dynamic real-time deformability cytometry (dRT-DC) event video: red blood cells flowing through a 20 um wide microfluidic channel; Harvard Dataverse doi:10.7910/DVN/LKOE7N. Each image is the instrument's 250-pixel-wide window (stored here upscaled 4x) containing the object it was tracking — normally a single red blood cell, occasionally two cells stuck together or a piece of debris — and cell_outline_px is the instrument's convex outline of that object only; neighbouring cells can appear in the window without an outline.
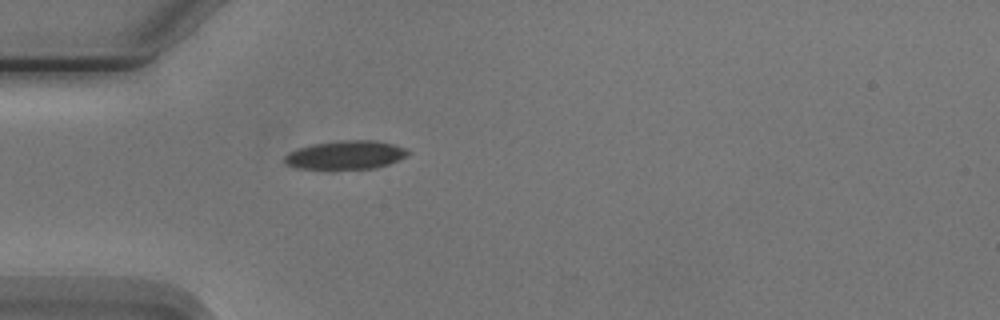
{"species": "Egyptian fruit bat (a non-hibernating species)", "species_latin": "Rousettus aegyptiacus", "temperature_condition": "cold", "stored_images_in_passage": 1, "camera_frame_rate_fps": 3000, "um_per_image_px": 0.085, "animal": {"sex": "male"}, "frame": {"image": 1, "passage_image": 1, "time_ms": 0.0, "image_size_px": [1000, 320], "cell_outline_px": [[408, 156], [388, 164], [372, 168], [296, 168], [284, 164], [284, 156], [288, 152], [296, 148], [312, 144], [340, 140], [376, 140], [392, 144], [404, 148], [408, 152]], "centroid_in_image_um": [29.33, 13.15], "position_along_channel_um": 55.7, "area_um2": 20.4}}